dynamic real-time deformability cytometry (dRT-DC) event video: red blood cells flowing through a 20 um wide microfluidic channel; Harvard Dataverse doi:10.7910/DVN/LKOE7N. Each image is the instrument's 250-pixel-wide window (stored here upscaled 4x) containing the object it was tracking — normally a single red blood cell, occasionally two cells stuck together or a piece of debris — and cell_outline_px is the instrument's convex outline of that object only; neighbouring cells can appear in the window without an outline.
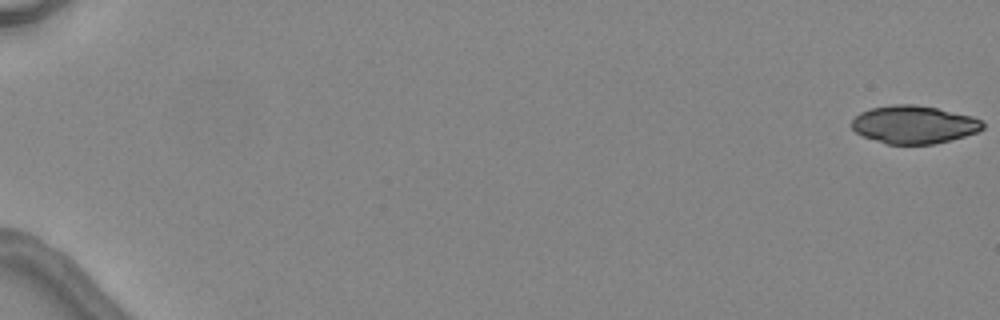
{"species": "common noctule bat (a hibernating species)", "species_latin": "Nyctalus noctula", "temperature_condition": "warm", "stored_images_in_passage": 7, "camera_frame_rate_fps": 3000, "um_per_image_px": 0.085, "animal": {"sex": "female", "body_mass_g": 24.6, "forearm_length_mm": 56.2}, "frame": {"image": 1, "passage_image": 1, "time_ms": 0.0, "image_size_px": [1000, 320], "cell_outline_px": [[984, 128], [976, 132], [964, 136], [932, 144], [888, 144], [864, 136], [856, 132], [852, 128], [852, 120], [860, 112], [872, 108], [892, 104], [916, 104], [936, 108], [972, 116], [980, 120], [984, 124]], "centroid_in_image_um": [77.68, 10.58], "position_along_channel_um": 7.3, "area_um2": 28.67}}
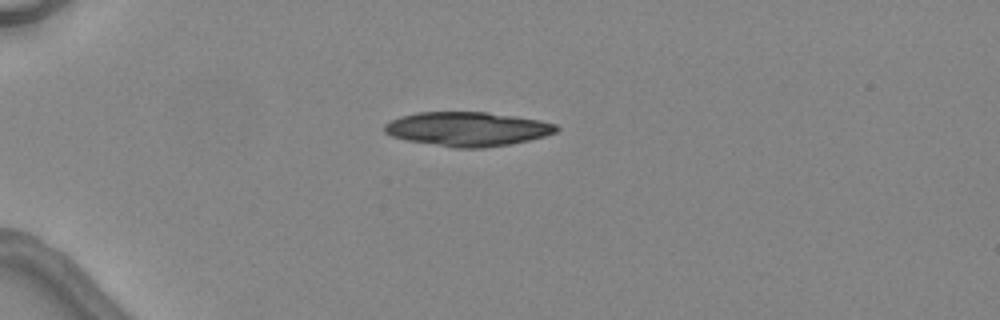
{"frame": {"image": 2, "passage_image": 5, "time_ms": 4.667, "image_size_px": [1000, 320], "cell_outline_px": [[560, 128], [556, 132], [544, 136], [528, 140], [508, 144], [484, 148], [452, 148], [408, 140], [392, 136], [384, 132], [384, 124], [400, 116], [416, 112], [488, 112], [540, 120], [556, 124]], "centroid_in_image_um": [39.72, 10.96], "position_along_channel_um": 45.3, "area_um2": 34.22}}